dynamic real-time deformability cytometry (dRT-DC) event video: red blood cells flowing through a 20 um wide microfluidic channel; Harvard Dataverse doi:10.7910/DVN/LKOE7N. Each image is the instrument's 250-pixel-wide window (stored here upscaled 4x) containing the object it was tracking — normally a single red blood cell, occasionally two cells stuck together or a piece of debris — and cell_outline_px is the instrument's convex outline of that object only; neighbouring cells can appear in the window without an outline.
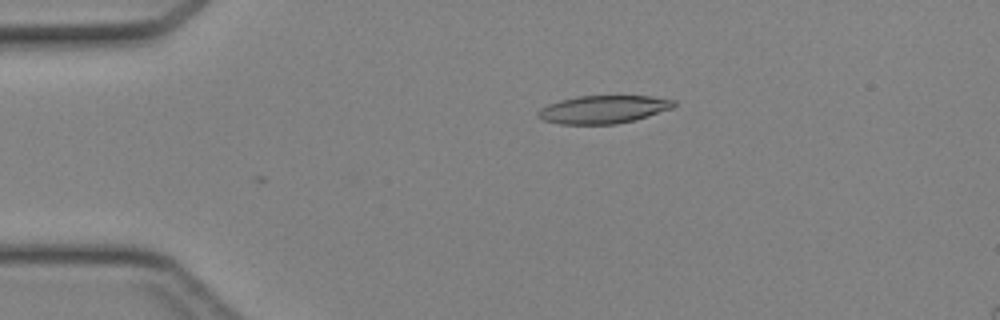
{"species": "Egyptian fruit bat (a non-hibernating species)", "species_latin": "Rousettus aegyptiacus", "temperature_condition": "cold", "stored_images_in_passage": 30, "camera_frame_rate_fps": 3000, "um_per_image_px": 0.085, "animal": {"sex": "female"}, "frame": {"image": 1, "passage_image": 2, "time_ms": 0.333, "image_size_px": [1000, 320], "cell_outline_px": [[676, 104], [672, 108], [636, 120], [616, 124], [560, 124], [544, 120], [536, 116], [536, 112], [540, 108], [548, 104], [560, 100], [576, 96], [652, 96], [676, 100]], "centroid_in_image_um": [51.28, 9.3], "position_along_channel_um": 33.7, "area_um2": 22.25}}
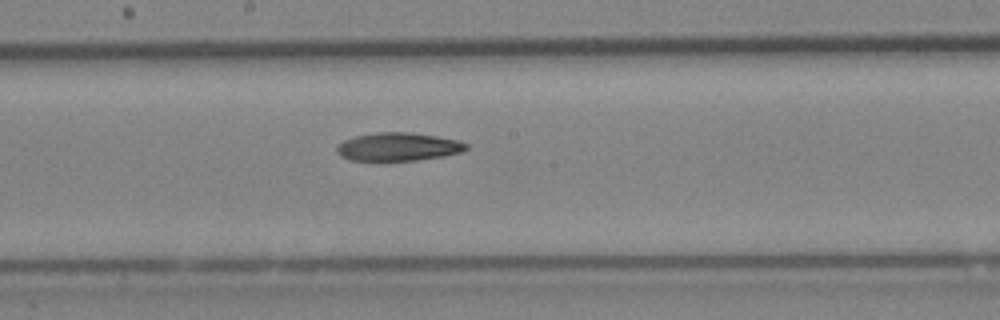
{"frame": {"image": 2, "passage_image": 17, "time_ms": 5.333, "image_size_px": [1000, 320], "cell_outline_px": [[468, 148], [460, 152], [444, 156], [416, 160], [352, 160], [340, 156], [336, 152], [336, 148], [344, 140], [356, 136], [376, 132], [412, 132], [460, 140], [468, 144]], "centroid_in_image_um": [33.87, 12.46], "position_along_channel_um": 214.3, "area_um2": 21.21}}
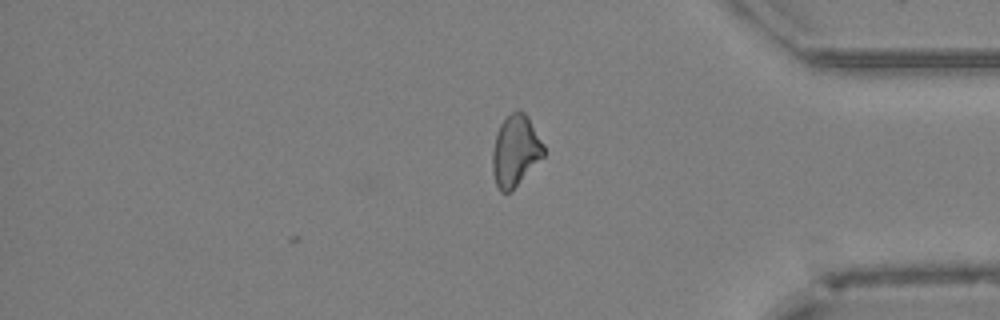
{"frame": {"image": 3, "passage_image": 30, "time_ms": 9.667, "image_size_px": [1000, 320], "cell_outline_px": [[544, 156], [512, 192], [500, 192], [496, 184], [492, 172], [492, 152], [496, 132], [500, 124], [516, 108], [520, 108], [528, 116], [544, 144]], "centroid_in_image_um": [43.81, 12.82], "position_along_channel_um": 391.4, "area_um2": 21.62}}